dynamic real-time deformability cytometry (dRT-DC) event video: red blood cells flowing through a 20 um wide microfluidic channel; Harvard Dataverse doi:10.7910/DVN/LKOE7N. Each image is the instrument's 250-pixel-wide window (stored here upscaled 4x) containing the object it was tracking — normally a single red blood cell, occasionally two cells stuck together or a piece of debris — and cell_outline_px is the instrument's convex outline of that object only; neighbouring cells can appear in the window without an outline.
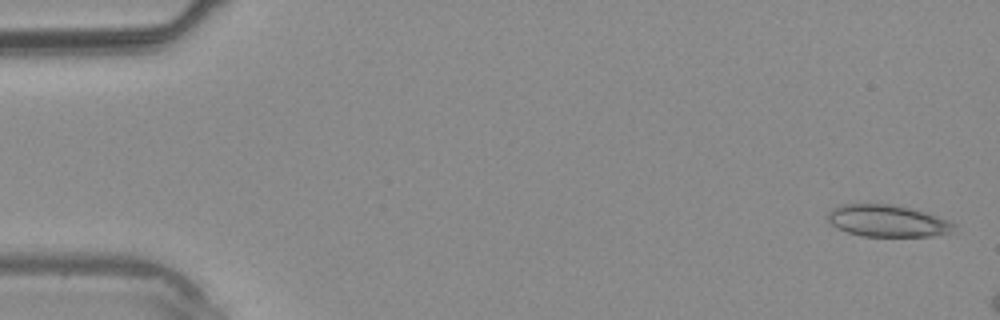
{"species": "common noctule bat (a hibernating species)", "species_latin": "Nyctalus noctula", "temperature_condition": "warm", "stored_images_in_passage": 8, "camera_frame_rate_fps": 3000, "um_per_image_px": 0.085, "animal": {"sex": "male", "body_mass_g": 20.4}, "frame": {"image": 1, "passage_image": 1, "time_ms": 0.0, "image_size_px": [1000, 320], "cell_outline_px": [[956, 224], [948, 232], [932, 236], [860, 236], [848, 232], [832, 224], [828, 220], [828, 212], [832, 208], [844, 204], [888, 204], [908, 208], [924, 212], [948, 220]], "centroid_in_image_um": [75.39, 18.77], "position_along_channel_um": 9.6, "area_um2": 22.95}}